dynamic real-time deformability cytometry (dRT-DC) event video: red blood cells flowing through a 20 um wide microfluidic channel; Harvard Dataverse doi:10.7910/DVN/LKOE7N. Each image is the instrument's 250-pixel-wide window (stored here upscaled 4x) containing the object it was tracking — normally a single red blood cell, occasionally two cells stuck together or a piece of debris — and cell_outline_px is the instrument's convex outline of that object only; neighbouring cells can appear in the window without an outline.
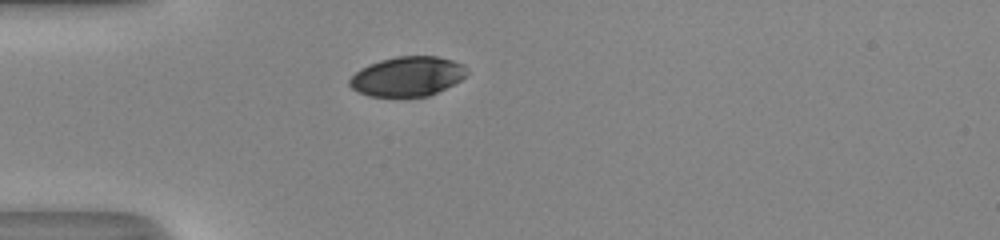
{"species": "human", "species_latin": "Homo sapiens", "temperature_condition": "room temperature", "stored_images_in_passage": 37, "camera_frame_rate_fps": 3000, "um_per_image_px": 0.085, "donor": {"sex": "male"}, "frame": {"image": 1, "passage_image": 1, "time_ms": 0.0, "image_size_px": [1000, 240], "cell_outline_px": [[468, 72], [460, 80], [428, 96], [372, 96], [360, 92], [352, 88], [348, 84], [348, 80], [360, 68], [368, 64], [380, 60], [396, 56], [436, 56], [452, 60], [464, 64], [468, 68]], "centroid_in_image_um": [34.63, 6.47], "position_along_channel_um": 50.4, "area_um2": 26.93}}
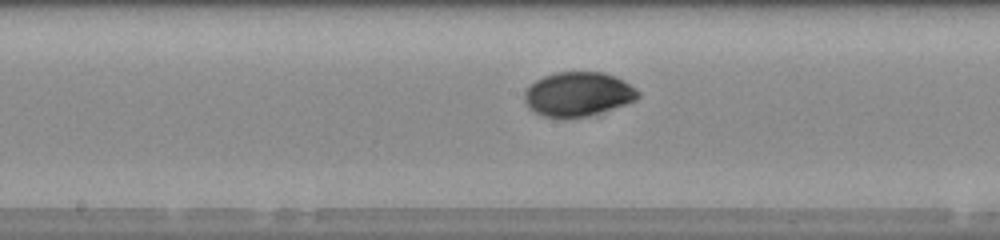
{"frame": {"image": 2, "passage_image": 13, "time_ms": 4.0, "image_size_px": [1000, 240], "cell_outline_px": [[640, 96], [636, 100], [588, 116], [544, 116], [528, 108], [524, 100], [524, 92], [536, 80], [544, 76], [556, 72], [600, 72], [612, 76], [636, 88], [640, 92]], "centroid_in_image_um": [49.12, 7.99], "position_along_channel_um": 199.1, "area_um2": 28.61}}
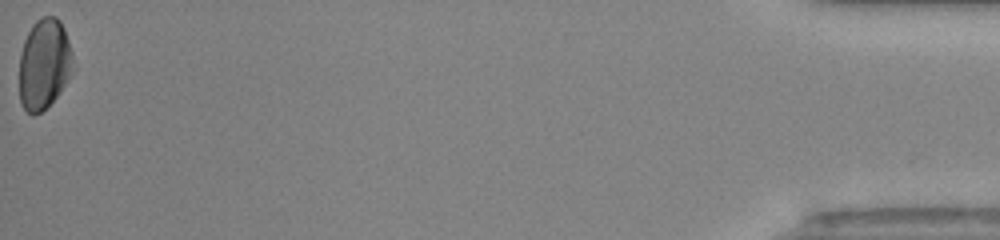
{"frame": {"image": 3, "passage_image": 37, "time_ms": 12.0, "image_size_px": [1000, 240], "cell_outline_px": [[72, 56], [68, 76], [64, 84], [56, 96], [40, 112], [32, 116], [20, 104], [20, 52], [24, 40], [32, 24], [36, 20], [44, 16], [56, 16], [60, 20], [64, 28], [72, 52]], "centroid_in_image_um": [3.71, 5.41], "position_along_channel_um": 431.5, "area_um2": 27.8}, "authors_computed_cell_mechanics": {"area_um2": 28.9578, "velocity_mm_per_s": 4.1351, "shape_relaxation_time_tau1_ms": 4.4477, "shape_relaxation_time_tau2_ms": 2.6145, "deformation_change_tau1": 0.1382, "deformation_change_tau2": 0.0311}}